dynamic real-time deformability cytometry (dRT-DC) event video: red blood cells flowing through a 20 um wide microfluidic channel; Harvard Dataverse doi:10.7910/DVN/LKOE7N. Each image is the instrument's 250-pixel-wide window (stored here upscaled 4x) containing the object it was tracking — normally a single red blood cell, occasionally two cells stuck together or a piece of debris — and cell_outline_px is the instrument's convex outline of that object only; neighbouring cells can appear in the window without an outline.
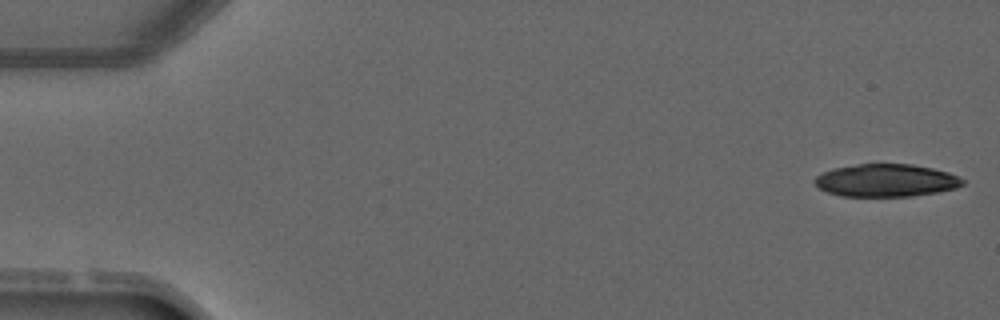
{"species": "common noctule bat (a hibernating species)", "species_latin": "Nyctalus noctula", "temperature_condition": "warm", "stored_images_in_passage": 3, "camera_frame_rate_fps": 3000, "um_per_image_px": 0.085, "animal": {"sex": "male", "forearm_length_mm": 52.5}, "frame": {"image": 1, "passage_image": 1, "time_ms": 0.0, "image_size_px": [1000, 320], "cell_outline_px": [[964, 184], [956, 188], [936, 192], [912, 196], [840, 196], [828, 192], [820, 188], [812, 180], [816, 176], [832, 168], [856, 164], [912, 164], [932, 168], [948, 172], [964, 180]], "centroid_in_image_um": [75.3, 15.33], "position_along_channel_um": 9.7, "area_um2": 28.09}}